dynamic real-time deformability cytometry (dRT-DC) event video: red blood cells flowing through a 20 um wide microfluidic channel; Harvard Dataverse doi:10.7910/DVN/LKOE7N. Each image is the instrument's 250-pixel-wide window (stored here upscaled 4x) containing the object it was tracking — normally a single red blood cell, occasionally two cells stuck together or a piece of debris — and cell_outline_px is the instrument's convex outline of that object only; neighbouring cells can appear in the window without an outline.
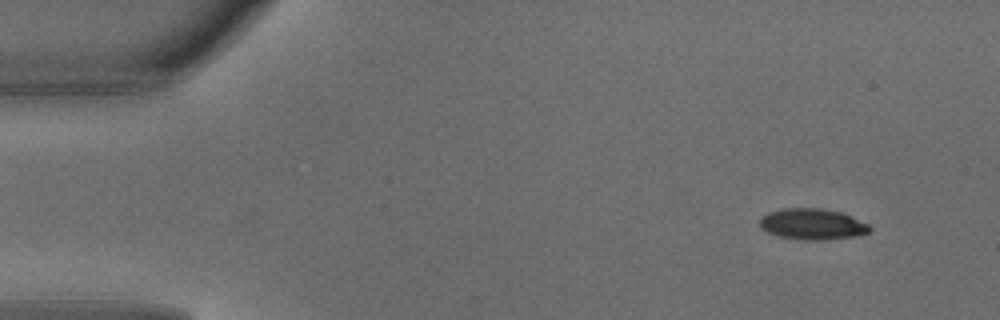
{"species": "common noctule bat (a hibernating species)", "species_latin": "Nyctalus noctula", "temperature_condition": "warm", "stored_images_in_passage": 4, "segment_of_instrument_passage": [2, 2], "camera_frame_rate_fps": 3000, "um_per_image_px": 0.085, "animal": {"sex": "male", "body_mass_g": 18.8}, "frame": {"image": 1, "passage_image": 4, "time_ms": 1.0, "image_size_px": [1000, 320], "cell_outline_px": [[872, 228], [868, 232], [860, 236], [820, 240], [804, 240], [780, 236], [768, 232], [760, 228], [760, 220], [768, 212], [784, 208], [820, 208], [840, 212], [868, 224]], "centroid_in_image_um": [69.06, 19.05], "position_along_channel_um": 15.9, "area_um2": 19.71}}